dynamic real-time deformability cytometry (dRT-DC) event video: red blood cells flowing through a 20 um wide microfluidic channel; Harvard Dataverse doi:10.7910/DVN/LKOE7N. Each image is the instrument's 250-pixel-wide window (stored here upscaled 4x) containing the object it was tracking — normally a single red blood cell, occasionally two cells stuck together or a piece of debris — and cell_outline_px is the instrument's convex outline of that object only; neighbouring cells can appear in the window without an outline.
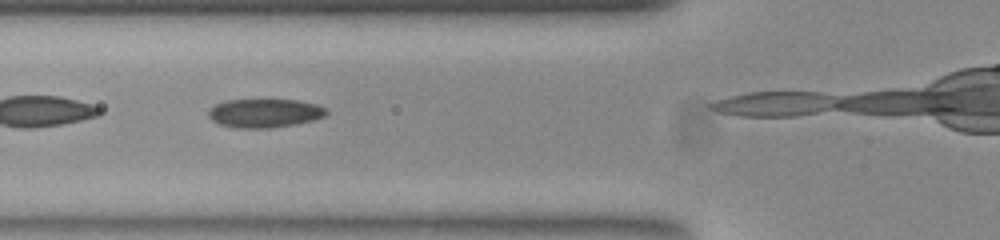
{"species": "common noctule bat (a hibernating species)", "species_latin": "Nyctalus noctula", "temperature_condition": "room temperature", "stored_images_in_passage": 9, "camera_frame_rate_fps": 3000, "um_per_image_px": 0.085, "animal": {"sex": "female", "body_mass_g": 23.0, "forearm_length_mm": 53.4}, "frame": {"image": 1, "passage_image": 3, "time_ms": 0.667, "image_size_px": [1000, 240], "cell_outline_px": [[328, 112], [324, 116], [312, 120], [292, 124], [268, 128], [240, 128], [220, 124], [212, 120], [208, 116], [208, 108], [224, 100], [296, 100], [316, 104], [328, 108]], "centroid_in_image_um": [22.47, 9.6], "position_along_channel_um": 103.3, "area_um2": 19.59}}